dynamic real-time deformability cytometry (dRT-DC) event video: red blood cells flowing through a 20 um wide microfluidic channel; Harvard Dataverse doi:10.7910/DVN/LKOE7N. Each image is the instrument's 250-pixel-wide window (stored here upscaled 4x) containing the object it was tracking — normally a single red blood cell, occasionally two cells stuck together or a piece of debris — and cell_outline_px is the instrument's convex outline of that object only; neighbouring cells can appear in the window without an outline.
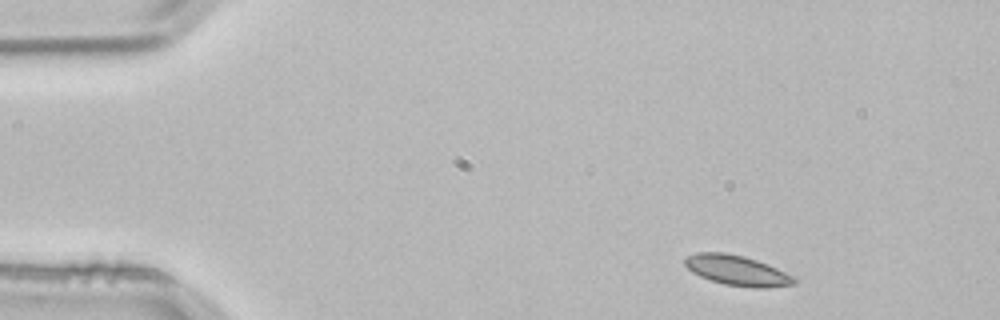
{"species": "common noctule bat (a hibernating species)", "species_latin": "Nyctalus noctula", "temperature_condition": "room temperature", "stored_images_in_passage": 3, "camera_frame_rate_fps": 3000, "um_per_image_px": 0.085, "animal": {"sex": "male", "body_mass_g": 21.5, "forearm_length_mm": 52.0}, "frame": {"image": 1, "passage_image": 1, "time_ms": 0.0, "image_size_px": [1000, 320], "cell_outline_px": [[800, 280], [796, 284], [768, 288], [752, 288], [724, 284], [700, 276], [692, 272], [684, 264], [684, 260], [688, 256], [696, 252], [724, 252], [744, 256], [756, 260], [776, 268]], "centroid_in_image_um": [62.67, 23.0], "position_along_channel_um": 22.3, "area_um2": 19.19}}
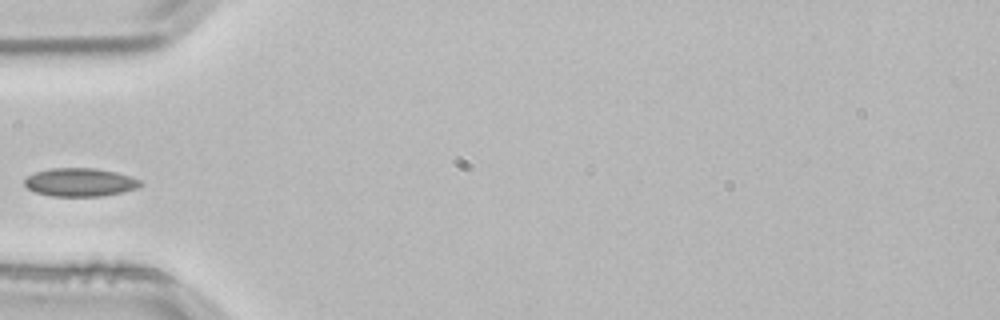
{"frame": {"image": 2, "passage_image": 3, "time_ms": 0.667, "image_size_px": [1000, 320], "cell_outline_px": [[144, 184], [136, 188], [120, 192], [100, 196], [52, 196], [36, 192], [28, 188], [24, 184], [24, 180], [28, 176], [36, 172], [48, 168], [96, 168], [116, 172], [140, 180]], "centroid_in_image_um": [6.78, 15.48], "position_along_channel_um": 78.2, "area_um2": 18.96}}